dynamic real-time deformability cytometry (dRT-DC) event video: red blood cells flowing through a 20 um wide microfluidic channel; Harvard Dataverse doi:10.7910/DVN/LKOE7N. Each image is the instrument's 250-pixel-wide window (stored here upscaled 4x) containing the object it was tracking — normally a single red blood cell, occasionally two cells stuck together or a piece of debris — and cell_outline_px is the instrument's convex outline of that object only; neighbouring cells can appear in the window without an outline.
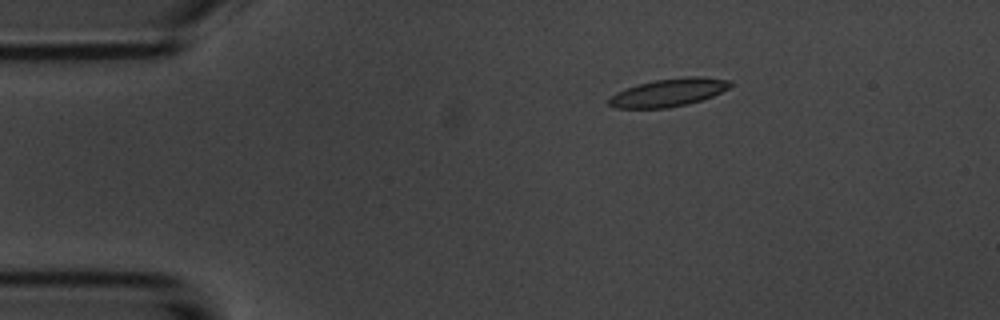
{"species": "common noctule bat (a hibernating species)", "species_latin": "Nyctalus noctula", "temperature_condition": "room temperature", "stored_images_in_passage": 6, "camera_frame_rate_fps": 3000, "um_per_image_px": 0.085, "animal": {"sex": "male", "body_mass_g": 20.1, "forearm_length_mm": 53.5}, "frame": {"image": 1, "passage_image": 3, "time_ms": 2.333, "image_size_px": [1000, 320], "cell_outline_px": [[736, 84], [712, 96], [688, 104], [668, 108], [616, 108], [608, 104], [608, 100], [616, 92], [624, 88], [636, 84], [656, 80], [688, 76], [704, 76], [732, 80]], "centroid_in_image_um": [56.86, 7.85], "position_along_channel_um": 28.1, "area_um2": 19.94}}
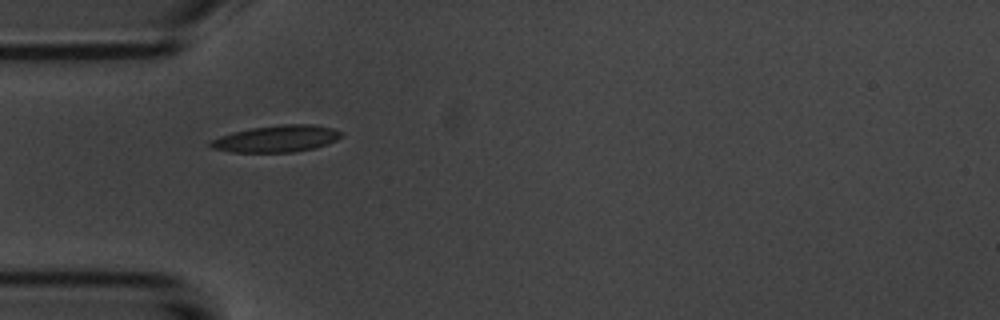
{"frame": {"image": 2, "passage_image": 5, "time_ms": 4.667, "image_size_px": [1000, 320], "cell_outline_px": [[344, 132], [336, 140], [328, 144], [316, 148], [296, 152], [228, 152], [212, 148], [208, 144], [208, 140], [232, 132], [252, 128], [280, 124], [312, 124], [332, 128]], "centroid_in_image_um": [23.49, 11.79], "position_along_channel_um": 61.5, "area_um2": 20.63}}